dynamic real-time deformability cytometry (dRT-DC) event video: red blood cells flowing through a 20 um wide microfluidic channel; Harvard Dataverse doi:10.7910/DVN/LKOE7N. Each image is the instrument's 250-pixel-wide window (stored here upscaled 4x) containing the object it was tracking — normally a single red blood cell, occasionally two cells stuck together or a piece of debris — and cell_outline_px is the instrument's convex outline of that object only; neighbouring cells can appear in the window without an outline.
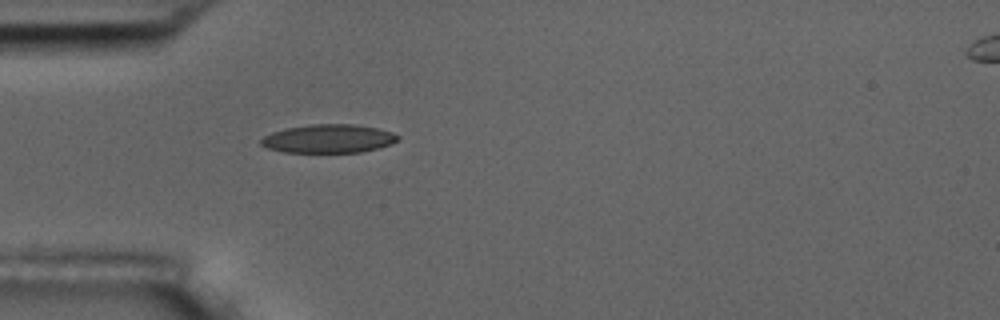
{"species": "common noctule bat (a hibernating species)", "species_latin": "Nyctalus noctula", "temperature_condition": "room temperature", "stored_images_in_passage": 40, "camera_frame_rate_fps": 3000, "um_per_image_px": 0.085, "animal": {"sex": "male", "body_mass_g": 17.5, "forearm_length_mm": 52.3}, "frame": {"image": 1, "passage_image": 1, "time_ms": 0.0, "image_size_px": [1000, 320], "cell_outline_px": [[400, 136], [392, 144], [360, 152], [284, 152], [268, 148], [260, 144], [260, 140], [264, 136], [272, 132], [284, 128], [312, 124], [352, 124], [376, 128], [392, 132]], "centroid_in_image_um": [27.9, 11.78], "position_along_channel_um": 57.1, "area_um2": 22.6}}
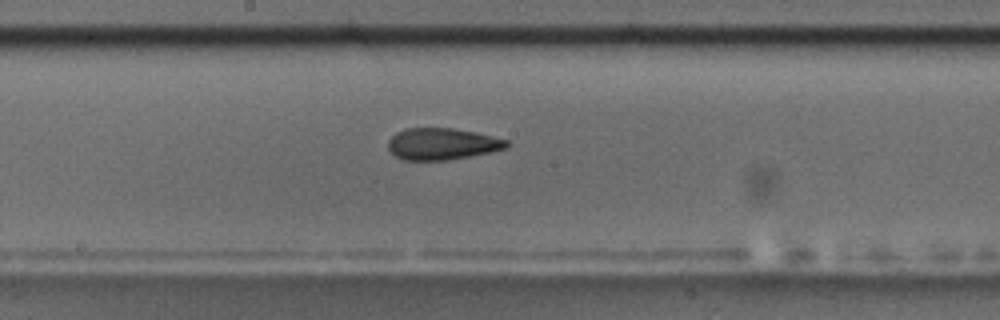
{"frame": {"image": 2, "passage_image": 14, "time_ms": 4.333, "image_size_px": [1000, 320], "cell_outline_px": [[512, 144], [508, 148], [492, 152], [448, 160], [404, 160], [396, 156], [388, 148], [388, 140], [396, 132], [404, 128], [452, 128], [476, 132], [508, 140]], "centroid_in_image_um": [37.62, 12.23], "position_along_channel_um": 210.6, "area_um2": 22.08}}
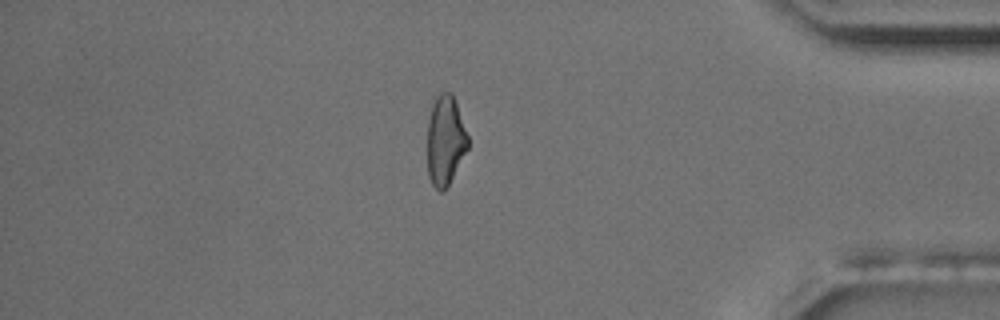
{"frame": {"image": 3, "passage_image": 32, "time_ms": 10.333, "image_size_px": [1000, 320], "cell_outline_px": [[468, 148], [444, 192], [440, 192], [432, 184], [428, 176], [428, 120], [432, 96], [440, 92], [452, 92], [456, 100], [468, 136]], "centroid_in_image_um": [37.84, 11.86], "position_along_channel_um": 397.4, "area_um2": 21.56}, "authors_computed_cell_mechanics": {"area_um2": 22.5131, "velocity_mm_per_s": 3.6491, "shape_relaxation_time_tau1_ms": 6.8407, "shape_relaxation_time_tau2_ms": 2.4909, "deformation_change_tau1": 0.1757, "deformation_change_tau2": 0.0941}}